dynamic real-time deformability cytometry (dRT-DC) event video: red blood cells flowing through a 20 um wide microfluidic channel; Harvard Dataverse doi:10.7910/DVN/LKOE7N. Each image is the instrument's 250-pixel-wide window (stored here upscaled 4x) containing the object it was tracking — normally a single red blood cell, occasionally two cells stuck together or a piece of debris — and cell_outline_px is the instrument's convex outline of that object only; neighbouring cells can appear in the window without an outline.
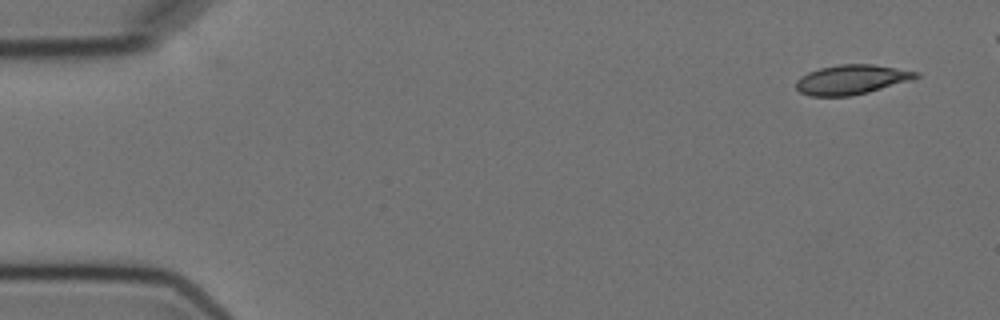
{"species": "Egyptian fruit bat (a non-hibernating species)", "species_latin": "Rousettus aegyptiacus", "temperature_condition": "cold", "stored_images_in_passage": 5, "camera_frame_rate_fps": 3000, "um_per_image_px": 0.085, "animal": {"sex": "female"}, "frame": {"image": 1, "passage_image": 1, "time_ms": 0.0, "image_size_px": [1000, 320], "cell_outline_px": [[920, 76], [916, 80], [852, 96], [808, 96], [800, 92], [796, 88], [796, 80], [800, 76], [808, 72], [820, 68], [840, 64], [872, 64], [920, 72]], "centroid_in_image_um": [72.42, 6.77], "position_along_channel_um": 12.6, "area_um2": 20.98}}